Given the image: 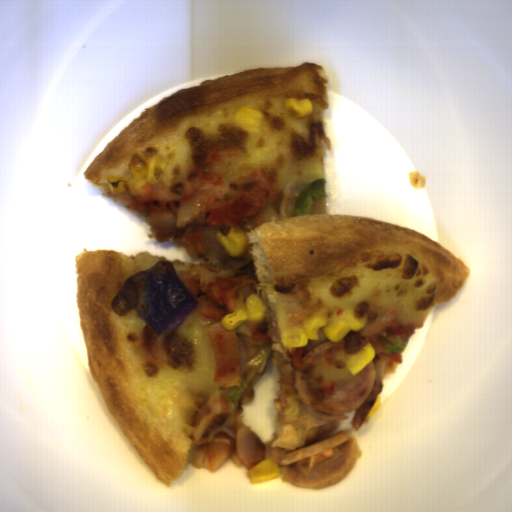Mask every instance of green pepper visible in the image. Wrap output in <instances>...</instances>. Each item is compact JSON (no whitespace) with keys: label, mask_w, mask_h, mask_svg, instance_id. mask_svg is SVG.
Returning <instances> with one entry per match:
<instances>
[{"label":"green pepper","mask_w":512,"mask_h":512,"mask_svg":"<svg viewBox=\"0 0 512 512\" xmlns=\"http://www.w3.org/2000/svg\"><path fill=\"white\" fill-rule=\"evenodd\" d=\"M409 339L402 340L400 337L387 338L385 353H403L407 347Z\"/></svg>","instance_id":"obj_2"},{"label":"green pepper","mask_w":512,"mask_h":512,"mask_svg":"<svg viewBox=\"0 0 512 512\" xmlns=\"http://www.w3.org/2000/svg\"><path fill=\"white\" fill-rule=\"evenodd\" d=\"M325 186V178H319L301 186L296 195L293 217L311 215L313 202L326 197Z\"/></svg>","instance_id":"obj_1"}]
</instances>
